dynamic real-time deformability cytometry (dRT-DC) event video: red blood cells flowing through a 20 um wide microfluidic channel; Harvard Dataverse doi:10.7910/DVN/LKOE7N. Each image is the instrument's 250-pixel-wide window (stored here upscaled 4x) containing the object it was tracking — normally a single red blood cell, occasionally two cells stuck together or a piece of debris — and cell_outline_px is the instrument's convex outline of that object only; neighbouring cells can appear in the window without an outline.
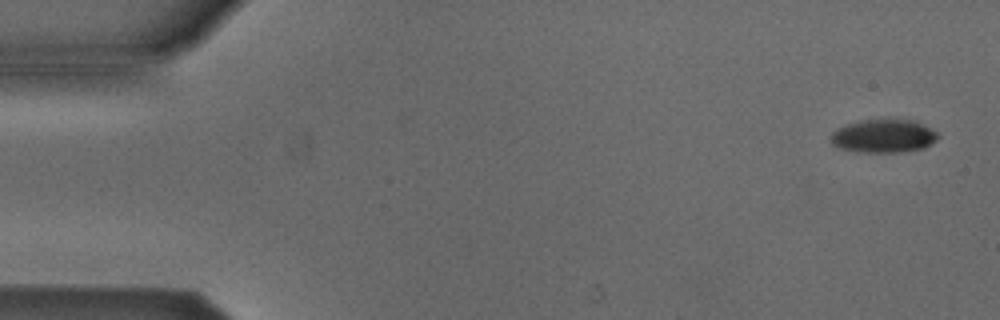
{"species": "Egyptian fruit bat (a non-hibernating species)", "species_latin": "Rousettus aegyptiacus", "temperature_condition": "cold", "stored_images_in_passage": 6, "camera_frame_rate_fps": 3000, "um_per_image_px": 0.085, "animal": {"sex": "male"}, "frame": {"image": 1, "passage_image": 1, "time_ms": 0.0, "image_size_px": [1000, 320], "cell_outline_px": [[940, 136], [936, 140], [924, 148], [900, 152], [856, 152], [840, 148], [832, 144], [832, 132], [836, 128], [848, 124], [868, 120], [916, 120], [936, 132]], "centroid_in_image_um": [75.12, 11.57], "position_along_channel_um": 9.9, "area_um2": 20.58}}
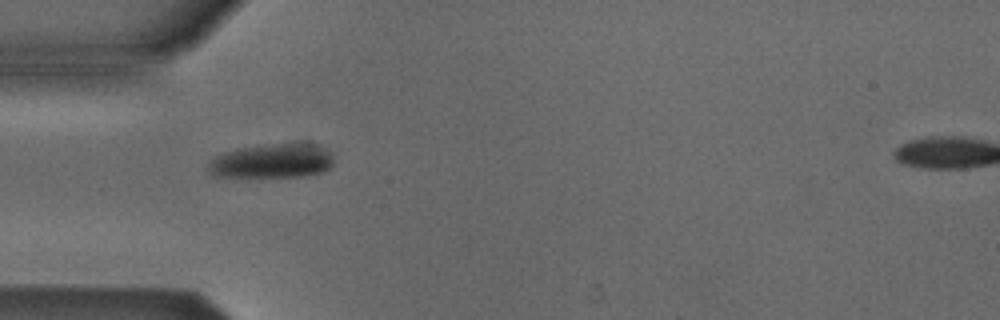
{"frame": {"image": 2, "passage_image": 5, "time_ms": 1.333, "image_size_px": [1000, 320], "cell_outline_px": [[332, 164], [324, 172], [304, 176], [212, 176], [208, 172], [208, 164], [216, 156], [224, 152], [236, 148], [272, 144], [316, 144], [328, 148], [332, 152]], "centroid_in_image_um": [23.15, 13.68], "position_along_channel_um": 61.9, "area_um2": 24.97}}
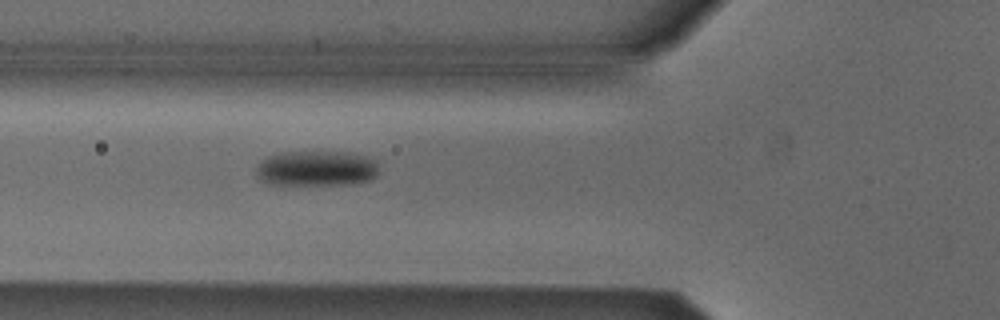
{"frame": {"image": 3, "passage_image": 6, "time_ms": 1.667, "image_size_px": [1000, 320], "cell_outline_px": [[376, 176], [368, 180], [348, 184], [272, 184], [260, 180], [256, 176], [256, 168], [260, 160], [268, 156], [280, 152], [348, 152], [364, 156], [376, 160]], "centroid_in_image_um": [26.84, 14.3], "position_along_channel_um": 99.0, "area_um2": 25.14}}